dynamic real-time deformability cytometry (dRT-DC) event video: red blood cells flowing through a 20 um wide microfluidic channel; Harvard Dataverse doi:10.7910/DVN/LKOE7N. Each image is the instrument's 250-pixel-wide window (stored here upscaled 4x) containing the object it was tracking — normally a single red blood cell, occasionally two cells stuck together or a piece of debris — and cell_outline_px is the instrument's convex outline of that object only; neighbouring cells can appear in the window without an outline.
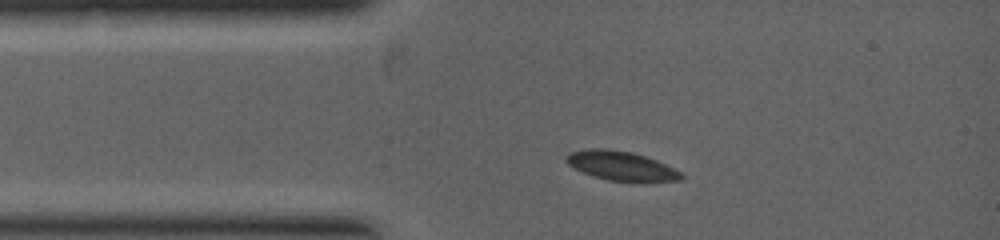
{"species": "common noctule bat (a hibernating species)", "species_latin": "Nyctalus noctula", "temperature_condition": "warm", "stored_images_in_passage": 15, "camera_frame_rate_fps": 5000, "um_per_image_px": 0.085, "animal": {"sex": "female", "body_mass_g": 19.0, "forearm_length_mm": 53.3}, "frame": {"image": 1, "passage_image": 3, "time_ms": 1.0, "image_size_px": [1000, 240], "cell_outline_px": [[684, 176], [680, 180], [644, 184], [636, 184], [608, 180], [592, 176], [572, 168], [564, 160], [564, 156], [568, 152], [588, 148], [608, 148], [632, 152], [656, 160], [680, 172]], "centroid_in_image_um": [52.77, 14.13], "position_along_channel_um": 32.2, "area_um2": 20.46}}
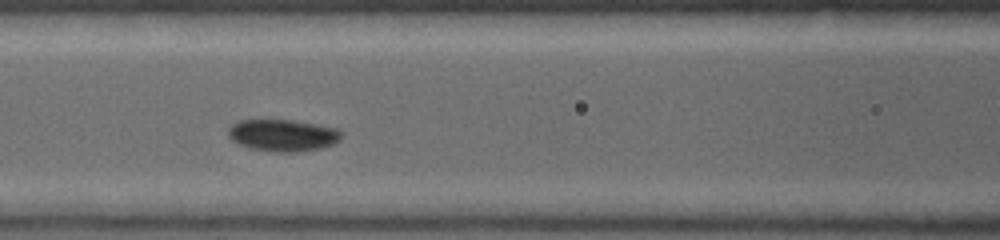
{"frame": {"image": 2, "passage_image": 7, "time_ms": 2.8, "image_size_px": [1000, 240], "cell_outline_px": [[340, 140], [332, 144], [320, 148], [300, 152], [276, 152], [248, 148], [232, 140], [228, 136], [228, 128], [232, 124], [240, 120], [292, 120], [316, 124], [336, 128], [340, 132]], "centroid_in_image_um": [24.01, 11.5], "position_along_channel_um": 142.6, "area_um2": 20.98}}
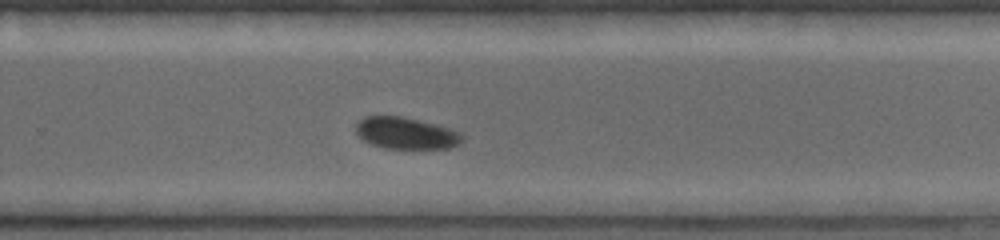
{"frame": {"image": 3, "passage_image": 12, "time_ms": 5.0, "image_size_px": [1000, 240], "cell_outline_px": [[464, 136], [460, 144], [452, 148], [384, 148], [372, 144], [364, 140], [356, 132], [356, 124], [364, 116], [400, 116], [448, 128], [460, 132]], "centroid_in_image_um": [34.51, 11.33], "position_along_channel_um": 295.3, "area_um2": 19.36}}